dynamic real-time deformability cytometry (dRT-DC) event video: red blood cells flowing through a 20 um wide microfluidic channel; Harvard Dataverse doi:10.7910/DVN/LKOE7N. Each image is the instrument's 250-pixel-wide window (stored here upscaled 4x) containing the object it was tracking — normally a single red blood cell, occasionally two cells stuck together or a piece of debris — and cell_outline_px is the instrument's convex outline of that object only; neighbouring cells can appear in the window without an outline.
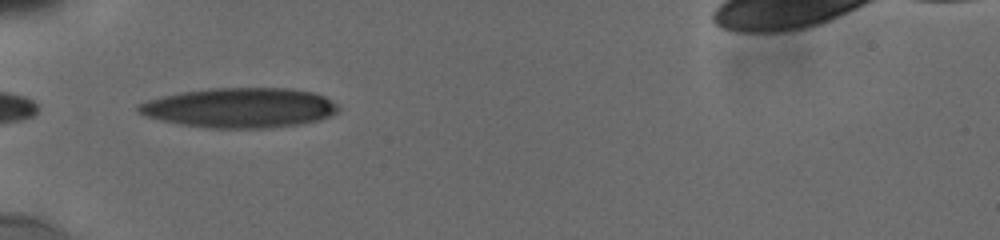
{"species": "human", "species_latin": "Homo sapiens", "temperature_condition": "cold", "stored_images_in_passage": 24, "camera_frame_rate_fps": 3000, "um_per_image_px": 0.085, "donor": {"sex": "male"}, "frame": {"image": 1, "passage_image": 1, "time_ms": 0.0, "image_size_px": [1000, 240], "cell_outline_px": [[340, 108], [332, 116], [320, 120], [300, 124], [268, 128], [212, 128], [180, 124], [148, 116], [140, 112], [136, 108], [136, 104], [148, 100], [164, 96], [184, 92], [212, 88], [284, 88], [312, 92], [324, 96], [336, 104]], "centroid_in_image_um": [20.43, 9.16], "position_along_channel_um": 64.6, "area_um2": 46.07}}
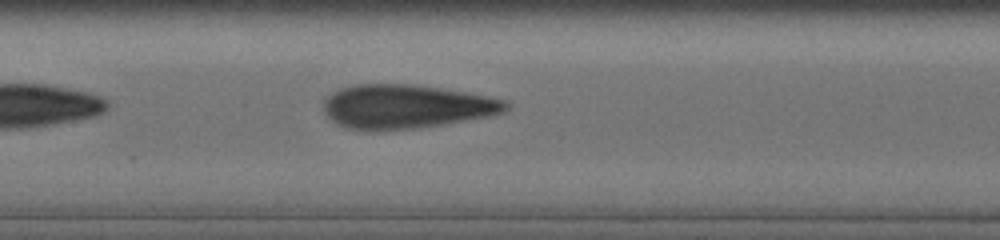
{"frame": {"image": 2, "passage_image": 10, "time_ms": 3.0, "image_size_px": [1000, 240], "cell_outline_px": [[508, 108], [504, 112], [488, 116], [416, 128], [380, 132], [368, 132], [344, 128], [336, 124], [328, 116], [324, 108], [324, 100], [332, 92], [340, 88], [352, 84], [416, 84], [488, 96], [508, 100]], "centroid_in_image_um": [34.46, 9.07], "position_along_channel_um": 172.9, "area_um2": 47.05}}
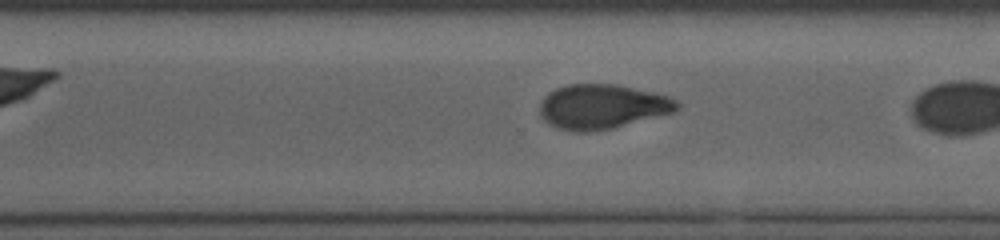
{"frame": {"image": 3, "passage_image": 19, "time_ms": 6.0, "image_size_px": [1000, 240], "cell_outline_px": [[680, 104], [672, 112], [612, 128], [584, 132], [572, 132], [556, 128], [544, 120], [540, 112], [540, 104], [544, 96], [548, 92], [556, 88], [568, 84], [616, 84], [668, 96], [676, 100]], "centroid_in_image_um": [51.12, 9.06], "position_along_channel_um": 319.5, "area_um2": 35.32}}